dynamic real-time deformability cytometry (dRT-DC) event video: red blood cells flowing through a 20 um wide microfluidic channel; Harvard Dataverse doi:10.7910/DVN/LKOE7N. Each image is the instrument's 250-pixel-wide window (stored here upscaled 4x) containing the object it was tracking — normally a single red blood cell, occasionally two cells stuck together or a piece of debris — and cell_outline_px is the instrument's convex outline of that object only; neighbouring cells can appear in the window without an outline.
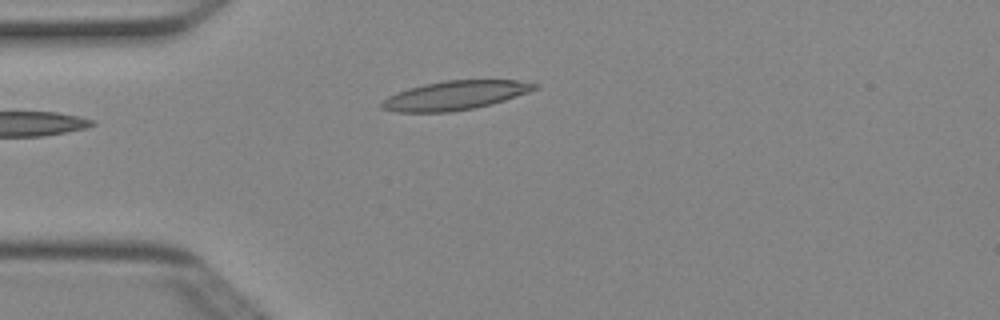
{"species": "Egyptian fruit bat (a non-hibernating species)", "species_latin": "Rousettus aegyptiacus", "temperature_condition": "cold", "stored_images_in_passage": 4, "camera_frame_rate_fps": 3000, "um_per_image_px": 0.085, "animal": {"sex": "female"}, "frame": {"image": 1, "passage_image": 4, "time_ms": 1.0, "image_size_px": [1000, 320], "cell_outline_px": [[540, 88], [492, 104], [476, 108], [452, 112], [396, 112], [380, 108], [380, 104], [388, 96], [396, 92], [408, 88], [424, 84], [444, 80], [516, 80], [540, 84]], "centroid_in_image_um": [38.68, 8.11], "position_along_channel_um": 46.3, "area_um2": 26.01}}